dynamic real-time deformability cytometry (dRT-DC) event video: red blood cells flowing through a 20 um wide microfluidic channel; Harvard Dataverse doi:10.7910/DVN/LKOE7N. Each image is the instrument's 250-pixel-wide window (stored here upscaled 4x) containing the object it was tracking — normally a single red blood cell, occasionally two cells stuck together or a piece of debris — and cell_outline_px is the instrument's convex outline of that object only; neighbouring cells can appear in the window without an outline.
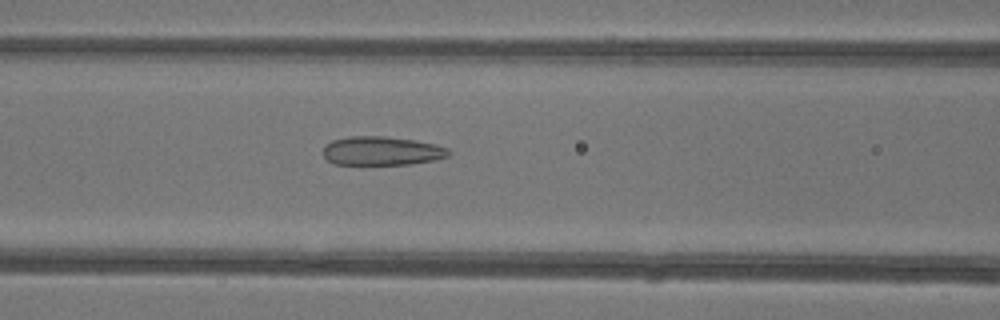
{"species": "common noctule bat (a hibernating species)", "species_latin": "Nyctalus noctula", "temperature_condition": "warm", "stored_images_in_passage": 50, "camera_frame_rate_fps": 3000, "um_per_image_px": 0.085, "animal": {"sex": "female"}, "frame": {"image": 1, "passage_image": 22, "time_ms": 7.0, "image_size_px": [1000, 320], "cell_outline_px": [[452, 152], [448, 156], [432, 160], [408, 164], [332, 164], [324, 156], [324, 148], [332, 140], [348, 136], [384, 136], [412, 140], [436, 144], [448, 148]], "centroid_in_image_um": [32.45, 12.82], "position_along_channel_um": 134.1, "area_um2": 20.92}}
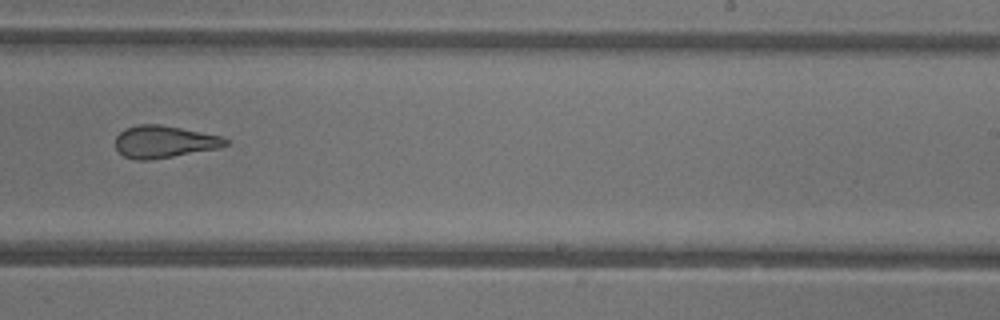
{"frame": {"image": 2, "passage_image": 32, "time_ms": 10.333, "image_size_px": [1000, 320], "cell_outline_px": [[228, 144], [216, 148], [172, 156], [148, 160], [136, 160], [124, 156], [116, 148], [116, 136], [124, 128], [140, 124], [160, 124], [220, 136], [228, 140]], "centroid_in_image_um": [13.9, 12.04], "position_along_channel_um": 275.1, "area_um2": 20.29}}
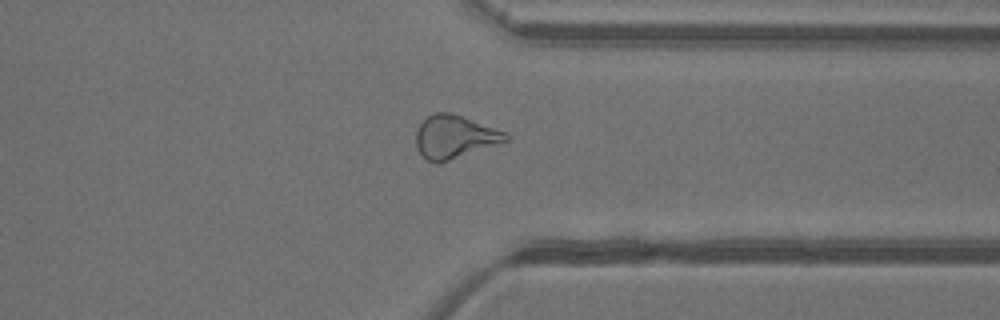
{"frame": {"image": 3, "passage_image": 39, "time_ms": 12.667, "image_size_px": [1000, 320], "cell_outline_px": [[512, 136], [508, 140], [436, 164], [420, 156], [416, 148], [416, 128], [428, 116], [436, 112], [448, 112], [508, 132]], "centroid_in_image_um": [38.61, 11.63], "position_along_channel_um": 372.8, "area_um2": 22.31}, "authors_computed_cell_mechanics": {"area_um2": 24.276, "velocity_mm_per_s": 4.2412, "shape_relaxation_time_tau1_ms": null, "shape_relaxation_time_tau2_ms": 1.5529, "deformation_change_tau1": null, "deformation_change_tau2": 0.1139}}